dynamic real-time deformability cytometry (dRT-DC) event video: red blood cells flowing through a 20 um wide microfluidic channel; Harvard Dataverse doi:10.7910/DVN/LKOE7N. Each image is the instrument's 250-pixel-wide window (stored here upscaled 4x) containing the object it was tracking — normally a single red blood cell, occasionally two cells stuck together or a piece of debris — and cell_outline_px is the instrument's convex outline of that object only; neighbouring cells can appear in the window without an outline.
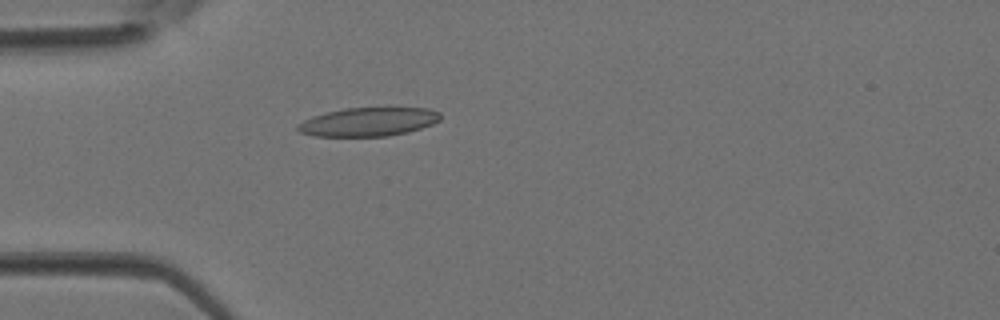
{"species": "Egyptian fruit bat (a non-hibernating species)", "species_latin": "Rousettus aegyptiacus", "temperature_condition": "room temperature", "stored_images_in_passage": 2, "camera_frame_rate_fps": 3000, "um_per_image_px": 0.085, "animal": {"sex": "female"}, "frame": {"image": 1, "passage_image": 2, "time_ms": 0.333, "image_size_px": [1000, 320], "cell_outline_px": [[440, 120], [432, 124], [408, 132], [388, 136], [316, 136], [300, 132], [296, 128], [296, 124], [312, 116], [344, 108], [428, 108], [440, 112]], "centroid_in_image_um": [31.31, 10.36], "position_along_channel_um": 53.7, "area_um2": 23.76}}